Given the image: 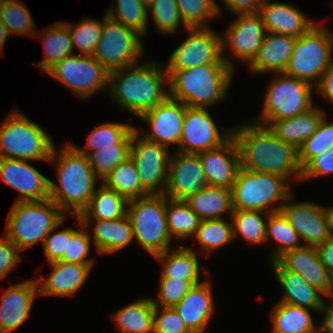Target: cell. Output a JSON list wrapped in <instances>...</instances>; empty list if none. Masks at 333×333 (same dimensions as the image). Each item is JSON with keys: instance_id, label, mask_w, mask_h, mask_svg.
Here are the masks:
<instances>
[{"instance_id": "obj_62", "label": "cell", "mask_w": 333, "mask_h": 333, "mask_svg": "<svg viewBox=\"0 0 333 333\" xmlns=\"http://www.w3.org/2000/svg\"><path fill=\"white\" fill-rule=\"evenodd\" d=\"M326 297L328 298L329 303H332L333 304V274L331 275V281H330V286H329V290L327 292V294L325 295V299Z\"/></svg>"}, {"instance_id": "obj_31", "label": "cell", "mask_w": 333, "mask_h": 333, "mask_svg": "<svg viewBox=\"0 0 333 333\" xmlns=\"http://www.w3.org/2000/svg\"><path fill=\"white\" fill-rule=\"evenodd\" d=\"M197 252L189 246L179 245L171 247L154 258L162 264L160 278H172L189 281L193 286L201 283L199 257Z\"/></svg>"}, {"instance_id": "obj_55", "label": "cell", "mask_w": 333, "mask_h": 333, "mask_svg": "<svg viewBox=\"0 0 333 333\" xmlns=\"http://www.w3.org/2000/svg\"><path fill=\"white\" fill-rule=\"evenodd\" d=\"M18 247L4 234L0 237V279L4 280L21 262Z\"/></svg>"}, {"instance_id": "obj_17", "label": "cell", "mask_w": 333, "mask_h": 333, "mask_svg": "<svg viewBox=\"0 0 333 333\" xmlns=\"http://www.w3.org/2000/svg\"><path fill=\"white\" fill-rule=\"evenodd\" d=\"M292 194L280 212L298 233L303 246H318L331 237L327 206L296 201Z\"/></svg>"}, {"instance_id": "obj_61", "label": "cell", "mask_w": 333, "mask_h": 333, "mask_svg": "<svg viewBox=\"0 0 333 333\" xmlns=\"http://www.w3.org/2000/svg\"><path fill=\"white\" fill-rule=\"evenodd\" d=\"M328 218H329V226L330 233L333 236V205L327 206Z\"/></svg>"}, {"instance_id": "obj_47", "label": "cell", "mask_w": 333, "mask_h": 333, "mask_svg": "<svg viewBox=\"0 0 333 333\" xmlns=\"http://www.w3.org/2000/svg\"><path fill=\"white\" fill-rule=\"evenodd\" d=\"M26 4L20 0H10L0 9V19L9 34L34 36L38 30Z\"/></svg>"}, {"instance_id": "obj_33", "label": "cell", "mask_w": 333, "mask_h": 333, "mask_svg": "<svg viewBox=\"0 0 333 333\" xmlns=\"http://www.w3.org/2000/svg\"><path fill=\"white\" fill-rule=\"evenodd\" d=\"M202 220L228 219L233 213L231 189L210 186L190 195L184 200Z\"/></svg>"}, {"instance_id": "obj_25", "label": "cell", "mask_w": 333, "mask_h": 333, "mask_svg": "<svg viewBox=\"0 0 333 333\" xmlns=\"http://www.w3.org/2000/svg\"><path fill=\"white\" fill-rule=\"evenodd\" d=\"M212 284L203 280L194 285L189 293L173 308L184 320L192 333H206L215 314V304Z\"/></svg>"}, {"instance_id": "obj_41", "label": "cell", "mask_w": 333, "mask_h": 333, "mask_svg": "<svg viewBox=\"0 0 333 333\" xmlns=\"http://www.w3.org/2000/svg\"><path fill=\"white\" fill-rule=\"evenodd\" d=\"M269 214L262 211L233 210L230 217L233 239L242 237L250 246L265 244L266 222Z\"/></svg>"}, {"instance_id": "obj_20", "label": "cell", "mask_w": 333, "mask_h": 333, "mask_svg": "<svg viewBox=\"0 0 333 333\" xmlns=\"http://www.w3.org/2000/svg\"><path fill=\"white\" fill-rule=\"evenodd\" d=\"M0 179L20 193L16 201L49 199V178L28 160L0 158Z\"/></svg>"}, {"instance_id": "obj_60", "label": "cell", "mask_w": 333, "mask_h": 333, "mask_svg": "<svg viewBox=\"0 0 333 333\" xmlns=\"http://www.w3.org/2000/svg\"><path fill=\"white\" fill-rule=\"evenodd\" d=\"M9 32L6 29L5 25L2 23L1 19H0V52L3 50L5 43L7 42L6 40H8L7 38L9 37Z\"/></svg>"}, {"instance_id": "obj_63", "label": "cell", "mask_w": 333, "mask_h": 333, "mask_svg": "<svg viewBox=\"0 0 333 333\" xmlns=\"http://www.w3.org/2000/svg\"><path fill=\"white\" fill-rule=\"evenodd\" d=\"M10 0H0V9L3 8Z\"/></svg>"}, {"instance_id": "obj_12", "label": "cell", "mask_w": 333, "mask_h": 333, "mask_svg": "<svg viewBox=\"0 0 333 333\" xmlns=\"http://www.w3.org/2000/svg\"><path fill=\"white\" fill-rule=\"evenodd\" d=\"M46 74L80 99L89 98L98 91L108 92L109 72L93 56L73 54L65 57Z\"/></svg>"}, {"instance_id": "obj_7", "label": "cell", "mask_w": 333, "mask_h": 333, "mask_svg": "<svg viewBox=\"0 0 333 333\" xmlns=\"http://www.w3.org/2000/svg\"><path fill=\"white\" fill-rule=\"evenodd\" d=\"M291 187L280 175L240 168L231 189L233 210L279 212Z\"/></svg>"}, {"instance_id": "obj_58", "label": "cell", "mask_w": 333, "mask_h": 333, "mask_svg": "<svg viewBox=\"0 0 333 333\" xmlns=\"http://www.w3.org/2000/svg\"><path fill=\"white\" fill-rule=\"evenodd\" d=\"M319 257L326 269L333 274V236L317 246Z\"/></svg>"}, {"instance_id": "obj_34", "label": "cell", "mask_w": 333, "mask_h": 333, "mask_svg": "<svg viewBox=\"0 0 333 333\" xmlns=\"http://www.w3.org/2000/svg\"><path fill=\"white\" fill-rule=\"evenodd\" d=\"M151 297L138 298L112 313L117 333H154Z\"/></svg>"}, {"instance_id": "obj_18", "label": "cell", "mask_w": 333, "mask_h": 333, "mask_svg": "<svg viewBox=\"0 0 333 333\" xmlns=\"http://www.w3.org/2000/svg\"><path fill=\"white\" fill-rule=\"evenodd\" d=\"M186 108L183 102L168 96L162 103L157 104L139 118L147 123L150 129H136L150 141L157 142L168 149L174 144L178 149Z\"/></svg>"}, {"instance_id": "obj_56", "label": "cell", "mask_w": 333, "mask_h": 333, "mask_svg": "<svg viewBox=\"0 0 333 333\" xmlns=\"http://www.w3.org/2000/svg\"><path fill=\"white\" fill-rule=\"evenodd\" d=\"M224 10L235 16L239 13L259 12L264 0H221Z\"/></svg>"}, {"instance_id": "obj_32", "label": "cell", "mask_w": 333, "mask_h": 333, "mask_svg": "<svg viewBox=\"0 0 333 333\" xmlns=\"http://www.w3.org/2000/svg\"><path fill=\"white\" fill-rule=\"evenodd\" d=\"M35 37L37 39L39 37L43 42L44 51V59L39 60L35 65L44 73L65 57L74 54L69 29L62 21L49 25L42 31H36L33 38Z\"/></svg>"}, {"instance_id": "obj_8", "label": "cell", "mask_w": 333, "mask_h": 333, "mask_svg": "<svg viewBox=\"0 0 333 333\" xmlns=\"http://www.w3.org/2000/svg\"><path fill=\"white\" fill-rule=\"evenodd\" d=\"M166 203L165 194H148L128 200L127 216L134 241L152 256L170 249L174 241L168 230Z\"/></svg>"}, {"instance_id": "obj_38", "label": "cell", "mask_w": 333, "mask_h": 333, "mask_svg": "<svg viewBox=\"0 0 333 333\" xmlns=\"http://www.w3.org/2000/svg\"><path fill=\"white\" fill-rule=\"evenodd\" d=\"M202 220L196 234L192 237L199 243L198 249H194L197 253L211 255L217 252L221 247H225L233 242V229L231 218Z\"/></svg>"}, {"instance_id": "obj_19", "label": "cell", "mask_w": 333, "mask_h": 333, "mask_svg": "<svg viewBox=\"0 0 333 333\" xmlns=\"http://www.w3.org/2000/svg\"><path fill=\"white\" fill-rule=\"evenodd\" d=\"M208 183L199 154L171 153L165 195L173 200H186L207 187Z\"/></svg>"}, {"instance_id": "obj_16", "label": "cell", "mask_w": 333, "mask_h": 333, "mask_svg": "<svg viewBox=\"0 0 333 333\" xmlns=\"http://www.w3.org/2000/svg\"><path fill=\"white\" fill-rule=\"evenodd\" d=\"M208 111L209 108H186L177 151L198 154L219 147L232 136L233 128L218 127Z\"/></svg>"}, {"instance_id": "obj_37", "label": "cell", "mask_w": 333, "mask_h": 333, "mask_svg": "<svg viewBox=\"0 0 333 333\" xmlns=\"http://www.w3.org/2000/svg\"><path fill=\"white\" fill-rule=\"evenodd\" d=\"M136 127L128 123L106 122L95 126L89 133L84 148L68 142L78 153L88 155L101 146H114V144H131L133 131Z\"/></svg>"}, {"instance_id": "obj_21", "label": "cell", "mask_w": 333, "mask_h": 333, "mask_svg": "<svg viewBox=\"0 0 333 333\" xmlns=\"http://www.w3.org/2000/svg\"><path fill=\"white\" fill-rule=\"evenodd\" d=\"M39 296L36 278L8 286L1 294L0 333H13L28 320Z\"/></svg>"}, {"instance_id": "obj_59", "label": "cell", "mask_w": 333, "mask_h": 333, "mask_svg": "<svg viewBox=\"0 0 333 333\" xmlns=\"http://www.w3.org/2000/svg\"><path fill=\"white\" fill-rule=\"evenodd\" d=\"M319 314H322V318L318 325V333H333V304L324 302Z\"/></svg>"}, {"instance_id": "obj_5", "label": "cell", "mask_w": 333, "mask_h": 333, "mask_svg": "<svg viewBox=\"0 0 333 333\" xmlns=\"http://www.w3.org/2000/svg\"><path fill=\"white\" fill-rule=\"evenodd\" d=\"M66 215L51 200L15 201L6 218L3 233L23 252L44 242Z\"/></svg>"}, {"instance_id": "obj_64", "label": "cell", "mask_w": 333, "mask_h": 333, "mask_svg": "<svg viewBox=\"0 0 333 333\" xmlns=\"http://www.w3.org/2000/svg\"><path fill=\"white\" fill-rule=\"evenodd\" d=\"M143 1L148 4L151 0H143Z\"/></svg>"}, {"instance_id": "obj_24", "label": "cell", "mask_w": 333, "mask_h": 333, "mask_svg": "<svg viewBox=\"0 0 333 333\" xmlns=\"http://www.w3.org/2000/svg\"><path fill=\"white\" fill-rule=\"evenodd\" d=\"M259 14L266 32L300 37L318 23L289 3L264 0Z\"/></svg>"}, {"instance_id": "obj_4", "label": "cell", "mask_w": 333, "mask_h": 333, "mask_svg": "<svg viewBox=\"0 0 333 333\" xmlns=\"http://www.w3.org/2000/svg\"><path fill=\"white\" fill-rule=\"evenodd\" d=\"M169 96L191 108H209L227 97L235 71L228 64H203L186 70H166Z\"/></svg>"}, {"instance_id": "obj_29", "label": "cell", "mask_w": 333, "mask_h": 333, "mask_svg": "<svg viewBox=\"0 0 333 333\" xmlns=\"http://www.w3.org/2000/svg\"><path fill=\"white\" fill-rule=\"evenodd\" d=\"M270 268L284 291L279 302L308 308L319 314L325 302L321 291L310 286L299 274L285 270L277 261L270 262Z\"/></svg>"}, {"instance_id": "obj_40", "label": "cell", "mask_w": 333, "mask_h": 333, "mask_svg": "<svg viewBox=\"0 0 333 333\" xmlns=\"http://www.w3.org/2000/svg\"><path fill=\"white\" fill-rule=\"evenodd\" d=\"M272 239L278 247H275L276 250H272L270 254L271 262L276 261L287 251L303 246L298 233L280 211L270 213L267 218L265 243H269Z\"/></svg>"}, {"instance_id": "obj_36", "label": "cell", "mask_w": 333, "mask_h": 333, "mask_svg": "<svg viewBox=\"0 0 333 333\" xmlns=\"http://www.w3.org/2000/svg\"><path fill=\"white\" fill-rule=\"evenodd\" d=\"M128 200L103 183L96 187L89 205L80 214L82 220H114L127 214Z\"/></svg>"}, {"instance_id": "obj_10", "label": "cell", "mask_w": 333, "mask_h": 333, "mask_svg": "<svg viewBox=\"0 0 333 333\" xmlns=\"http://www.w3.org/2000/svg\"><path fill=\"white\" fill-rule=\"evenodd\" d=\"M274 76V77H273ZM266 86L262 111L252 120L292 118L314 105V86L309 82L282 73H273Z\"/></svg>"}, {"instance_id": "obj_45", "label": "cell", "mask_w": 333, "mask_h": 333, "mask_svg": "<svg viewBox=\"0 0 333 333\" xmlns=\"http://www.w3.org/2000/svg\"><path fill=\"white\" fill-rule=\"evenodd\" d=\"M181 19L188 28L210 27L207 21L222 14L216 0H176Z\"/></svg>"}, {"instance_id": "obj_51", "label": "cell", "mask_w": 333, "mask_h": 333, "mask_svg": "<svg viewBox=\"0 0 333 333\" xmlns=\"http://www.w3.org/2000/svg\"><path fill=\"white\" fill-rule=\"evenodd\" d=\"M157 287V299H153L154 306L174 307L176 306L190 291L193 285L189 281L159 278Z\"/></svg>"}, {"instance_id": "obj_48", "label": "cell", "mask_w": 333, "mask_h": 333, "mask_svg": "<svg viewBox=\"0 0 333 333\" xmlns=\"http://www.w3.org/2000/svg\"><path fill=\"white\" fill-rule=\"evenodd\" d=\"M131 144H114V146H101L87 156L94 175L104 180L107 175L119 164L130 157Z\"/></svg>"}, {"instance_id": "obj_57", "label": "cell", "mask_w": 333, "mask_h": 333, "mask_svg": "<svg viewBox=\"0 0 333 333\" xmlns=\"http://www.w3.org/2000/svg\"><path fill=\"white\" fill-rule=\"evenodd\" d=\"M314 88L320 96L333 105V63L321 76L319 83Z\"/></svg>"}, {"instance_id": "obj_27", "label": "cell", "mask_w": 333, "mask_h": 333, "mask_svg": "<svg viewBox=\"0 0 333 333\" xmlns=\"http://www.w3.org/2000/svg\"><path fill=\"white\" fill-rule=\"evenodd\" d=\"M326 114L328 112L325 109L313 105L307 111L292 118L254 121L267 125L276 137L298 150L316 132Z\"/></svg>"}, {"instance_id": "obj_39", "label": "cell", "mask_w": 333, "mask_h": 333, "mask_svg": "<svg viewBox=\"0 0 333 333\" xmlns=\"http://www.w3.org/2000/svg\"><path fill=\"white\" fill-rule=\"evenodd\" d=\"M166 216L169 234L177 241L192 239L202 222L184 200H173L168 197Z\"/></svg>"}, {"instance_id": "obj_2", "label": "cell", "mask_w": 333, "mask_h": 333, "mask_svg": "<svg viewBox=\"0 0 333 333\" xmlns=\"http://www.w3.org/2000/svg\"><path fill=\"white\" fill-rule=\"evenodd\" d=\"M140 62L109 72L107 92L113 102L138 118L169 96L165 65L150 59Z\"/></svg>"}, {"instance_id": "obj_43", "label": "cell", "mask_w": 333, "mask_h": 333, "mask_svg": "<svg viewBox=\"0 0 333 333\" xmlns=\"http://www.w3.org/2000/svg\"><path fill=\"white\" fill-rule=\"evenodd\" d=\"M101 182L106 187L124 196L127 200L149 194L141 186L138 171L130 157L126 161L119 163Z\"/></svg>"}, {"instance_id": "obj_44", "label": "cell", "mask_w": 333, "mask_h": 333, "mask_svg": "<svg viewBox=\"0 0 333 333\" xmlns=\"http://www.w3.org/2000/svg\"><path fill=\"white\" fill-rule=\"evenodd\" d=\"M62 22L69 29L73 50H79L80 55L93 56L102 34L103 18L99 21L84 17L77 24H71L68 21Z\"/></svg>"}, {"instance_id": "obj_53", "label": "cell", "mask_w": 333, "mask_h": 333, "mask_svg": "<svg viewBox=\"0 0 333 333\" xmlns=\"http://www.w3.org/2000/svg\"><path fill=\"white\" fill-rule=\"evenodd\" d=\"M154 333H192L172 307L154 306Z\"/></svg>"}, {"instance_id": "obj_49", "label": "cell", "mask_w": 333, "mask_h": 333, "mask_svg": "<svg viewBox=\"0 0 333 333\" xmlns=\"http://www.w3.org/2000/svg\"><path fill=\"white\" fill-rule=\"evenodd\" d=\"M326 114L318 125L316 132L298 149V161L303 169L313 158L333 147V121H328Z\"/></svg>"}, {"instance_id": "obj_30", "label": "cell", "mask_w": 333, "mask_h": 333, "mask_svg": "<svg viewBox=\"0 0 333 333\" xmlns=\"http://www.w3.org/2000/svg\"><path fill=\"white\" fill-rule=\"evenodd\" d=\"M99 254H113L125 249L134 241V235L127 214L114 220H82ZM94 229L90 231V228ZM93 233V235H92Z\"/></svg>"}, {"instance_id": "obj_46", "label": "cell", "mask_w": 333, "mask_h": 333, "mask_svg": "<svg viewBox=\"0 0 333 333\" xmlns=\"http://www.w3.org/2000/svg\"><path fill=\"white\" fill-rule=\"evenodd\" d=\"M147 7L148 16L161 35L172 36L179 32L181 26L184 30L188 28L181 19L176 0H151Z\"/></svg>"}, {"instance_id": "obj_54", "label": "cell", "mask_w": 333, "mask_h": 333, "mask_svg": "<svg viewBox=\"0 0 333 333\" xmlns=\"http://www.w3.org/2000/svg\"><path fill=\"white\" fill-rule=\"evenodd\" d=\"M333 175V147L313 158L303 169L300 182Z\"/></svg>"}, {"instance_id": "obj_35", "label": "cell", "mask_w": 333, "mask_h": 333, "mask_svg": "<svg viewBox=\"0 0 333 333\" xmlns=\"http://www.w3.org/2000/svg\"><path fill=\"white\" fill-rule=\"evenodd\" d=\"M270 313L271 333H318L308 308L277 302Z\"/></svg>"}, {"instance_id": "obj_6", "label": "cell", "mask_w": 333, "mask_h": 333, "mask_svg": "<svg viewBox=\"0 0 333 333\" xmlns=\"http://www.w3.org/2000/svg\"><path fill=\"white\" fill-rule=\"evenodd\" d=\"M12 111L0 124V158L47 163L55 147L51 136L20 110Z\"/></svg>"}, {"instance_id": "obj_13", "label": "cell", "mask_w": 333, "mask_h": 333, "mask_svg": "<svg viewBox=\"0 0 333 333\" xmlns=\"http://www.w3.org/2000/svg\"><path fill=\"white\" fill-rule=\"evenodd\" d=\"M189 36L170 54L166 70H186L203 64H227L222 58L221 34L212 27L186 28Z\"/></svg>"}, {"instance_id": "obj_15", "label": "cell", "mask_w": 333, "mask_h": 333, "mask_svg": "<svg viewBox=\"0 0 333 333\" xmlns=\"http://www.w3.org/2000/svg\"><path fill=\"white\" fill-rule=\"evenodd\" d=\"M265 33L259 12L236 14L224 35H221L222 58L235 72V64L229 56L227 57L226 50L248 66L256 57Z\"/></svg>"}, {"instance_id": "obj_22", "label": "cell", "mask_w": 333, "mask_h": 333, "mask_svg": "<svg viewBox=\"0 0 333 333\" xmlns=\"http://www.w3.org/2000/svg\"><path fill=\"white\" fill-rule=\"evenodd\" d=\"M208 185L232 189L241 168L237 143L231 136L217 148L198 153Z\"/></svg>"}, {"instance_id": "obj_52", "label": "cell", "mask_w": 333, "mask_h": 333, "mask_svg": "<svg viewBox=\"0 0 333 333\" xmlns=\"http://www.w3.org/2000/svg\"><path fill=\"white\" fill-rule=\"evenodd\" d=\"M66 219H68L67 216L50 231L42 244L46 257L45 260L48 263L58 261L62 256H67L68 239H71L77 229L66 226L64 229L59 230V227L64 224L63 222Z\"/></svg>"}, {"instance_id": "obj_28", "label": "cell", "mask_w": 333, "mask_h": 333, "mask_svg": "<svg viewBox=\"0 0 333 333\" xmlns=\"http://www.w3.org/2000/svg\"><path fill=\"white\" fill-rule=\"evenodd\" d=\"M296 37L266 32L260 49L248 65L252 73H282L286 70L294 49Z\"/></svg>"}, {"instance_id": "obj_23", "label": "cell", "mask_w": 333, "mask_h": 333, "mask_svg": "<svg viewBox=\"0 0 333 333\" xmlns=\"http://www.w3.org/2000/svg\"><path fill=\"white\" fill-rule=\"evenodd\" d=\"M51 274L35 277L38 292L42 296L67 297L77 294L89 278L94 265L62 262L60 260L48 263Z\"/></svg>"}, {"instance_id": "obj_42", "label": "cell", "mask_w": 333, "mask_h": 333, "mask_svg": "<svg viewBox=\"0 0 333 333\" xmlns=\"http://www.w3.org/2000/svg\"><path fill=\"white\" fill-rule=\"evenodd\" d=\"M111 4L105 15L120 22L127 28L136 31L143 38L147 36L149 28V16L147 3L143 0H116Z\"/></svg>"}, {"instance_id": "obj_1", "label": "cell", "mask_w": 333, "mask_h": 333, "mask_svg": "<svg viewBox=\"0 0 333 333\" xmlns=\"http://www.w3.org/2000/svg\"><path fill=\"white\" fill-rule=\"evenodd\" d=\"M232 128L241 168L280 175L291 184L300 181L302 169L294 146L276 137L267 125L252 119Z\"/></svg>"}, {"instance_id": "obj_26", "label": "cell", "mask_w": 333, "mask_h": 333, "mask_svg": "<svg viewBox=\"0 0 333 333\" xmlns=\"http://www.w3.org/2000/svg\"><path fill=\"white\" fill-rule=\"evenodd\" d=\"M285 270L299 274L310 286L327 294L331 273L322 264L316 246L287 251L276 260Z\"/></svg>"}, {"instance_id": "obj_50", "label": "cell", "mask_w": 333, "mask_h": 333, "mask_svg": "<svg viewBox=\"0 0 333 333\" xmlns=\"http://www.w3.org/2000/svg\"><path fill=\"white\" fill-rule=\"evenodd\" d=\"M76 218L78 230L68 239L67 256H62L59 260L62 262L77 263L82 265H94V257L89 258L91 254L92 239L89 230L83 225L80 216ZM89 258V259H88Z\"/></svg>"}, {"instance_id": "obj_14", "label": "cell", "mask_w": 333, "mask_h": 333, "mask_svg": "<svg viewBox=\"0 0 333 333\" xmlns=\"http://www.w3.org/2000/svg\"><path fill=\"white\" fill-rule=\"evenodd\" d=\"M171 149L133 131L130 158L139 174L141 186L149 194H165Z\"/></svg>"}, {"instance_id": "obj_3", "label": "cell", "mask_w": 333, "mask_h": 333, "mask_svg": "<svg viewBox=\"0 0 333 333\" xmlns=\"http://www.w3.org/2000/svg\"><path fill=\"white\" fill-rule=\"evenodd\" d=\"M56 167V180L49 179V199L66 215L80 216L87 208L98 182L87 155L78 153L69 143L54 147L48 161Z\"/></svg>"}, {"instance_id": "obj_11", "label": "cell", "mask_w": 333, "mask_h": 333, "mask_svg": "<svg viewBox=\"0 0 333 333\" xmlns=\"http://www.w3.org/2000/svg\"><path fill=\"white\" fill-rule=\"evenodd\" d=\"M143 37L107 15L103 16V30L93 57L108 71L138 63L146 49Z\"/></svg>"}, {"instance_id": "obj_9", "label": "cell", "mask_w": 333, "mask_h": 333, "mask_svg": "<svg viewBox=\"0 0 333 333\" xmlns=\"http://www.w3.org/2000/svg\"><path fill=\"white\" fill-rule=\"evenodd\" d=\"M321 21L296 39L284 73L316 86L333 63V32Z\"/></svg>"}]
</instances>
